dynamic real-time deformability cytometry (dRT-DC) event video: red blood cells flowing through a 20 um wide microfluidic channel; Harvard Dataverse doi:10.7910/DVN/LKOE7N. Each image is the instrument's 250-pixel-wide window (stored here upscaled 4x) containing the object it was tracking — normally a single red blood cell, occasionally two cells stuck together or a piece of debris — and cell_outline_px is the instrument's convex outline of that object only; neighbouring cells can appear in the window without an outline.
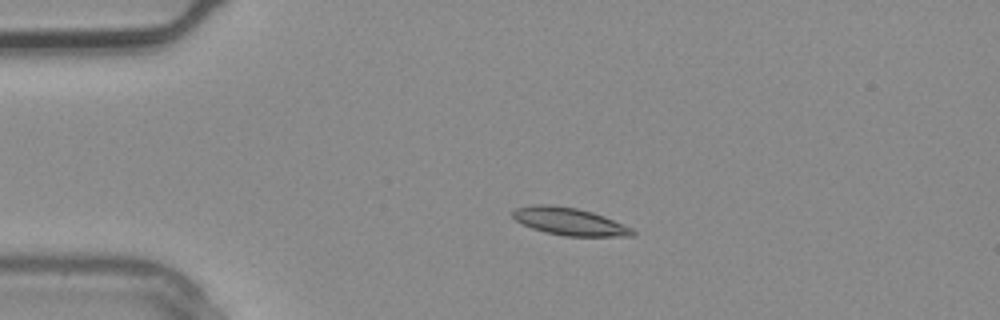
{"species": "common noctule bat (a hibernating species)", "species_latin": "Nyctalus noctula", "temperature_condition": "warm", "stored_images_in_passage": 3, "camera_frame_rate_fps": 3000, "um_per_image_px": 0.085, "animal": {"sex": "male", "body_mass_g": 20.4}, "frame": {"image": 1, "passage_image": 3, "time_ms": 0.667, "image_size_px": [1000, 320], "cell_outline_px": [[636, 236], [564, 236], [544, 232], [532, 228], [516, 220], [512, 216], [512, 212], [516, 208], [536, 204], [548, 204], [576, 208], [592, 212], [604, 216], [632, 228], [636, 232]], "centroid_in_image_um": [48.42, 18.83], "position_along_channel_um": 36.6, "area_um2": 19.13}}